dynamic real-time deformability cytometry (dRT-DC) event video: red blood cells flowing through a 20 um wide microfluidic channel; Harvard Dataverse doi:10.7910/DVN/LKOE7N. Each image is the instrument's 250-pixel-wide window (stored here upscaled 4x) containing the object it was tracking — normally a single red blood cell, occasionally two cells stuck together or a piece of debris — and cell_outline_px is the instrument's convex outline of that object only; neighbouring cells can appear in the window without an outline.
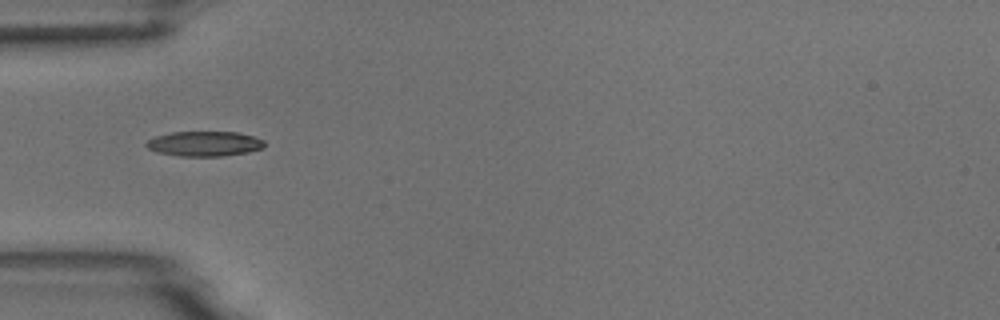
{"species": "common noctule bat (a hibernating species)", "species_latin": "Nyctalus noctula", "temperature_condition": "room temperature", "stored_images_in_passage": 3, "camera_frame_rate_fps": 3000, "um_per_image_px": 0.085, "animal": {"sex": "male", "body_mass_g": 18.8}, "frame": {"image": 1, "passage_image": 1, "time_ms": 0.0, "image_size_px": [1000, 320], "cell_outline_px": [[264, 148], [248, 152], [220, 156], [180, 156], [156, 152], [148, 148], [144, 144], [148, 140], [156, 136], [172, 132], [236, 132], [252, 136], [264, 140]], "centroid_in_image_um": [17.36, 12.22], "position_along_channel_um": 67.6, "area_um2": 17.11}}